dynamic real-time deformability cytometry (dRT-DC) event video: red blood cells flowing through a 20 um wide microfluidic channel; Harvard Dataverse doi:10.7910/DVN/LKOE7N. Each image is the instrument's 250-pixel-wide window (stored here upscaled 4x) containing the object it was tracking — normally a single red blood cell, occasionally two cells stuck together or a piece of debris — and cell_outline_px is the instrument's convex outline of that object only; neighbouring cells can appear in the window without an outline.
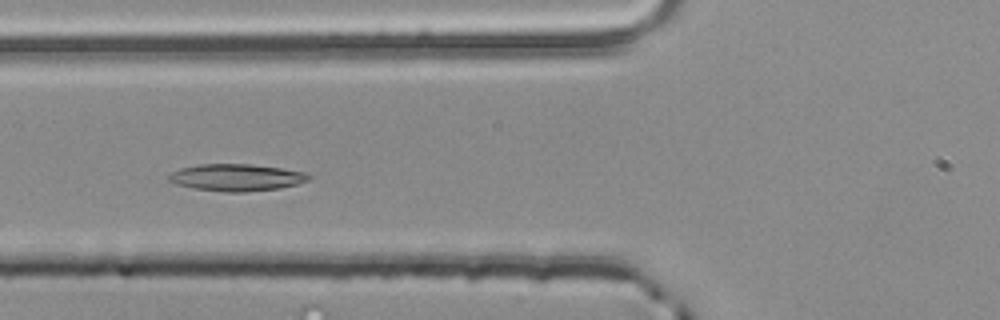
{"species": "common noctule bat (a hibernating species)", "species_latin": "Nyctalus noctula", "temperature_condition": "room temperature", "stored_images_in_passage": 49, "camera_frame_rate_fps": 3000, "um_per_image_px": 0.085, "animal": {"sex": "male", "body_mass_g": 20.4}, "frame": {"image": 1, "passage_image": 16, "time_ms": 5.0, "image_size_px": [1000, 320], "cell_outline_px": [[312, 176], [308, 180], [296, 184], [280, 188], [244, 192], [224, 192], [192, 188], [176, 184], [168, 180], [168, 176], [172, 172], [180, 168], [200, 164], [252, 164], [280, 168], [304, 172]], "centroid_in_image_um": [20.07, 15.08], "position_along_channel_um": 105.7, "area_um2": 21.96}}
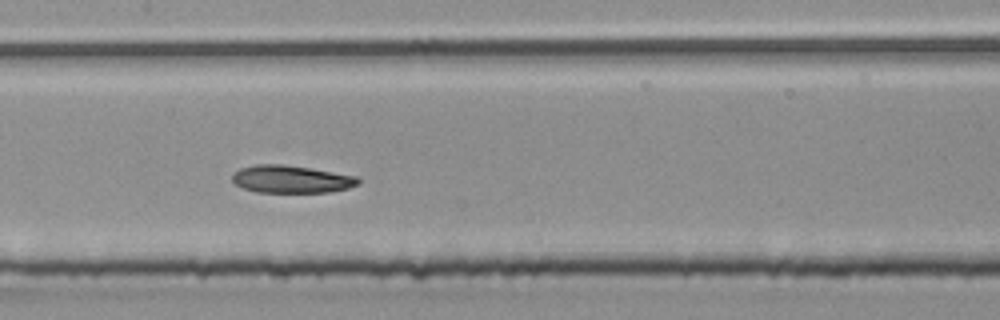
{"frame": {"image": 2, "passage_image": 22, "time_ms": 7.0, "image_size_px": [1000, 320], "cell_outline_px": [[360, 184], [348, 188], [328, 192], [256, 192], [244, 188], [236, 184], [232, 180], [232, 176], [240, 168], [256, 164], [284, 164], [356, 176], [360, 180]], "centroid_in_image_um": [24.76, 15.23], "position_along_channel_um": 182.6, "area_um2": 20.06}}
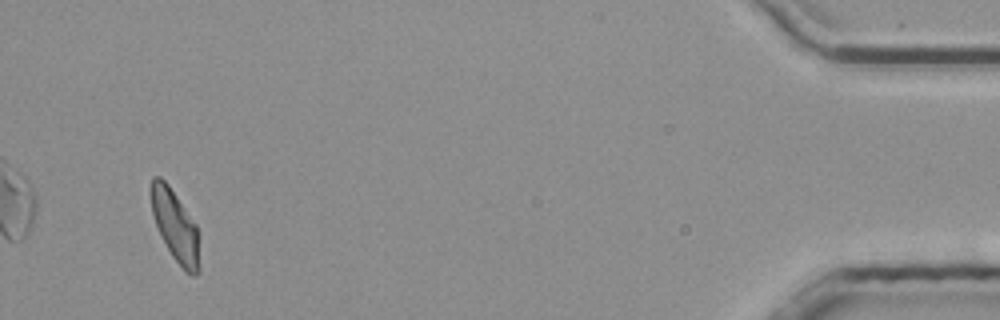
{"frame": {"image": 3, "passage_image": 47, "time_ms": 15.333, "image_size_px": [1000, 320], "cell_outline_px": [[200, 272], [196, 276], [192, 276], [184, 272], [172, 256], [160, 236], [152, 212], [152, 176], [160, 176], [168, 184], [196, 224], [200, 268]], "centroid_in_image_um": [14.92, 19.28], "position_along_channel_um": 420.3, "area_um2": 19.94}, "authors_computed_cell_mechanics": {"area_um2": 20.808, "velocity_mm_per_s": 3.8325, "shape_relaxation_time_tau1_ms": 9.3461, "shape_relaxation_time_tau2_ms": 3.0183, "deformation_change_tau1": 0.1784, "deformation_change_tau2": 0.086}}